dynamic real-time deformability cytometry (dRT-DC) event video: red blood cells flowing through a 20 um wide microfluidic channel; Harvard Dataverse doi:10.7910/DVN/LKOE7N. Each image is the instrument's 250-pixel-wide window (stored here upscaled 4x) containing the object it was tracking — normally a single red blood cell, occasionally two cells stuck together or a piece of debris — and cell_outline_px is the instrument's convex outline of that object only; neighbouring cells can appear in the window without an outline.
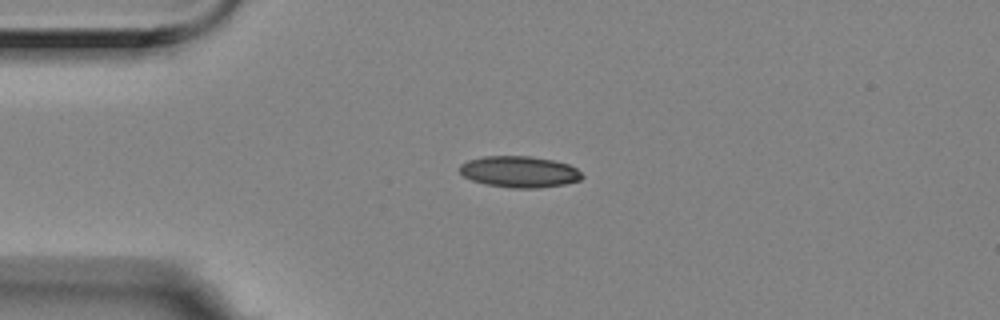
{"species": "Egyptian fruit bat (a non-hibernating species)", "species_latin": "Rousettus aegyptiacus", "temperature_condition": "room temperature", "stored_images_in_passage": 7, "camera_frame_rate_fps": 3000, "um_per_image_px": 0.085, "animal": {"sex": "female"}, "frame": {"image": 1, "passage_image": 3, "time_ms": 0.667, "image_size_px": [1000, 320], "cell_outline_px": [[584, 176], [580, 180], [564, 184], [540, 188], [512, 188], [484, 184], [472, 180], [464, 176], [460, 172], [460, 164], [468, 160], [484, 156], [532, 156], [552, 160], [568, 164], [576, 168]], "centroid_in_image_um": [44.15, 14.6], "position_along_channel_um": 40.9, "area_um2": 22.37}}
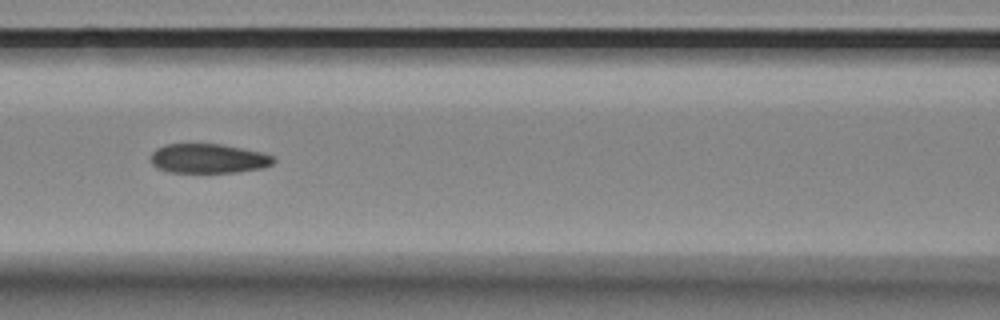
{"frame": {"image": 2, "passage_image": 6, "time_ms": 1.667, "image_size_px": [1000, 320], "cell_outline_px": [[276, 160], [272, 164], [264, 168], [236, 172], [168, 172], [156, 168], [152, 164], [152, 152], [156, 148], [164, 144], [220, 144], [260, 152], [272, 156]], "centroid_in_image_um": [17.69, 13.48], "position_along_channel_um": 148.9, "area_um2": 20.98}}
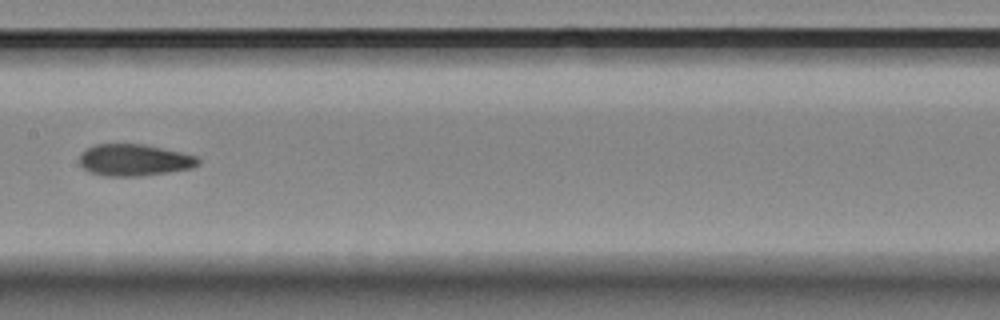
{"frame": {"image": 3, "passage_image": 7, "time_ms": 2.0, "image_size_px": [1000, 320], "cell_outline_px": [[200, 164], [192, 168], [168, 172], [140, 176], [104, 176], [88, 172], [80, 164], [80, 152], [96, 144], [144, 144], [180, 152], [196, 156], [200, 160]], "centroid_in_image_um": [11.4, 13.61], "position_along_channel_um": 196.0, "area_um2": 21.96}}